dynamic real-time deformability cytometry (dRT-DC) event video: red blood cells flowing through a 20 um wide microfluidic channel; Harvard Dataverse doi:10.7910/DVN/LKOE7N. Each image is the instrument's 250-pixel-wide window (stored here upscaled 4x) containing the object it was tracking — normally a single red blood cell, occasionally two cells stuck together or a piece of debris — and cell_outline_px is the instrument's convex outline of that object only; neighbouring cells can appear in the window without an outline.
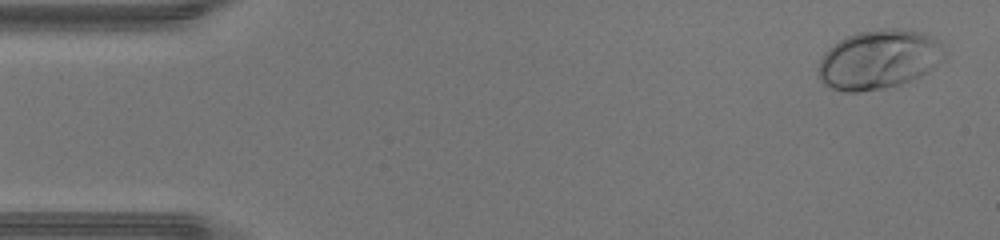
{"species": "human", "species_latin": "Homo sapiens", "temperature_condition": "warm", "stored_images_in_passage": 47, "camera_frame_rate_fps": 3000, "um_per_image_px": 0.085, "donor": {"sex": "male"}, "frame": {"image": 1, "passage_image": 2, "time_ms": 0.333, "image_size_px": [1000, 240], "cell_outline_px": [[944, 60], [928, 72], [920, 76], [900, 84], [884, 88], [860, 92], [844, 92], [832, 88], [824, 84], [820, 80], [816, 72], [816, 68], [824, 52], [828, 48], [840, 40], [848, 36], [860, 32], [884, 28], [900, 28], [920, 32], [936, 40], [940, 44], [944, 52]], "centroid_in_image_um": [74.66, 5.07], "position_along_channel_um": 10.3, "area_um2": 43.58}}
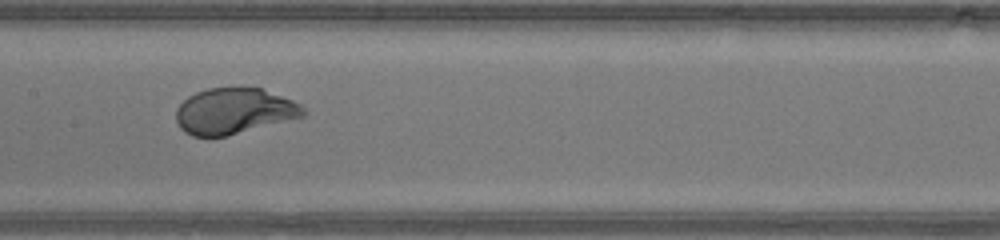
{"frame": {"image": 2, "passage_image": 23, "time_ms": 7.333, "image_size_px": [1000, 240], "cell_outline_px": [[308, 112], [304, 116], [224, 136], [192, 136], [184, 132], [180, 128], [176, 120], [176, 108], [188, 96], [196, 92], [208, 88], [260, 88], [292, 100], [300, 104]], "centroid_in_image_um": [19.87, 9.44], "position_along_channel_um": 187.5, "area_um2": 33.64}}
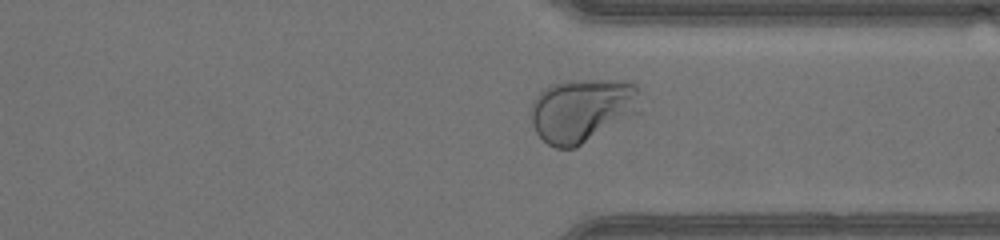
{"frame": {"image": 3, "passage_image": 35, "time_ms": 11.333, "image_size_px": [1000, 240], "cell_outline_px": [[640, 116], [576, 148], [556, 148], [548, 144], [536, 132], [532, 124], [528, 112], [532, 100], [544, 88], [552, 84], [568, 80], [624, 80], [636, 84], [640, 112]], "centroid_in_image_um": [49.52, 9.39], "position_along_channel_um": 361.9, "area_um2": 41.96}, "authors_computed_cell_mechanics": {"area_um2": 38.0324, "velocity_mm_per_s": 4.3728, "shape_relaxation_time_tau1_ms": 2.5894, "shape_relaxation_time_tau2_ms": null, "deformation_change_tau1": 0.211, "deformation_change_tau2": null}}